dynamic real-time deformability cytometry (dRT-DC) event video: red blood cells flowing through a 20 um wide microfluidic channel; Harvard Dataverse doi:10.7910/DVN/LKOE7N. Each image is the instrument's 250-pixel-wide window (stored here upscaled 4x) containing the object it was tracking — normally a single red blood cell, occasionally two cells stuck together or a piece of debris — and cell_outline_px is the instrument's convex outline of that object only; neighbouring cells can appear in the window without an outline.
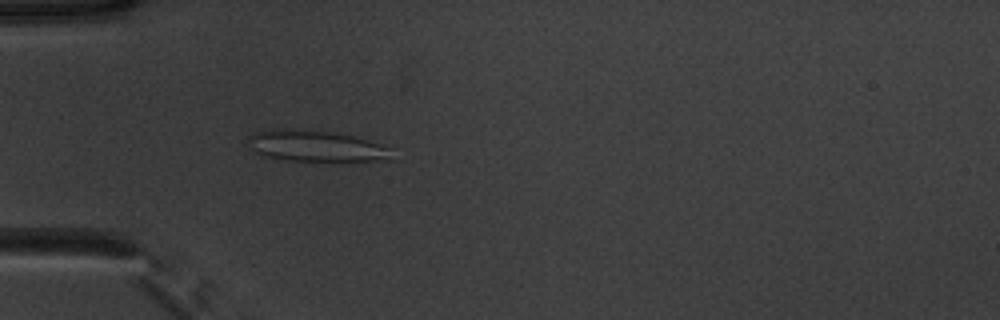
{"species": "common noctule bat (a hibernating species)", "species_latin": "Nyctalus noctula", "temperature_condition": "warm", "stored_images_in_passage": 51, "camera_frame_rate_fps": 3000, "um_per_image_px": 0.085, "animal": {"sex": "male", "body_mass_g": 20.1, "forearm_length_mm": 53.5}, "frame": {"image": 1, "passage_image": 15, "time_ms": 4.667, "image_size_px": [1000, 320], "cell_outline_px": [[392, 160], [288, 160], [264, 156], [248, 148], [248, 136], [252, 132], [276, 128], [288, 128], [336, 132], [392, 144]], "centroid_in_image_um": [26.91, 12.38], "position_along_channel_um": 58.1, "area_um2": 26.76}}
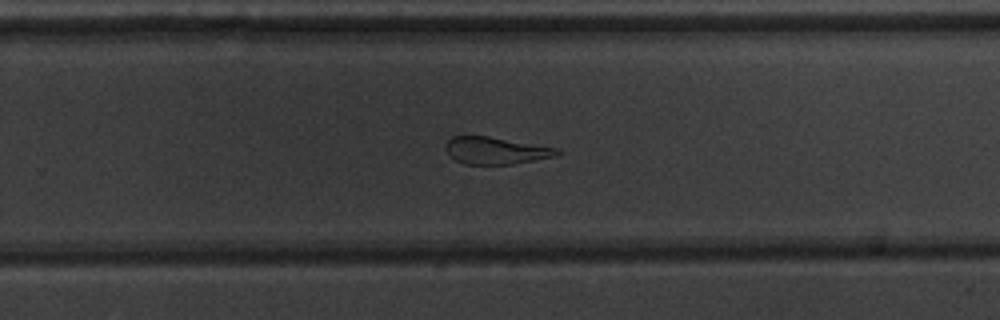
{"frame": {"image": 2, "passage_image": 33, "time_ms": 10.667, "image_size_px": [1000, 320], "cell_outline_px": [[560, 152], [556, 156], [512, 164], [464, 164], [456, 160], [444, 148], [444, 144], [452, 136], [488, 136], [560, 148]], "centroid_in_image_um": [42.15, 12.79], "position_along_channel_um": 287.7, "area_um2": 17.57}}
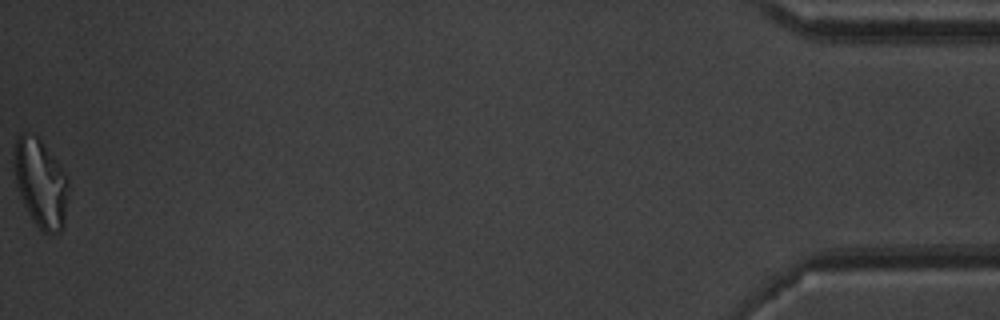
{"frame": {"image": 3, "passage_image": 51, "time_ms": 16.667, "image_size_px": [1000, 320], "cell_outline_px": [[68, 200], [64, 228], [60, 232], [44, 232], [32, 220], [24, 204], [16, 184], [12, 164], [16, 140], [24, 132], [28, 132], [36, 136], [40, 140], [60, 168], [68, 180]], "centroid_in_image_um": [3.44, 15.6], "position_along_channel_um": 431.8, "area_um2": 27.63}, "authors_computed_cell_mechanics": {"area_um2": 23.0622, "velocity_mm_per_s": 3.9307, "shape_relaxation_time_tau1_ms": null, "shape_relaxation_time_tau2_ms": 2.0146, "deformation_change_tau1": null, "deformation_change_tau2": 0.1162}}